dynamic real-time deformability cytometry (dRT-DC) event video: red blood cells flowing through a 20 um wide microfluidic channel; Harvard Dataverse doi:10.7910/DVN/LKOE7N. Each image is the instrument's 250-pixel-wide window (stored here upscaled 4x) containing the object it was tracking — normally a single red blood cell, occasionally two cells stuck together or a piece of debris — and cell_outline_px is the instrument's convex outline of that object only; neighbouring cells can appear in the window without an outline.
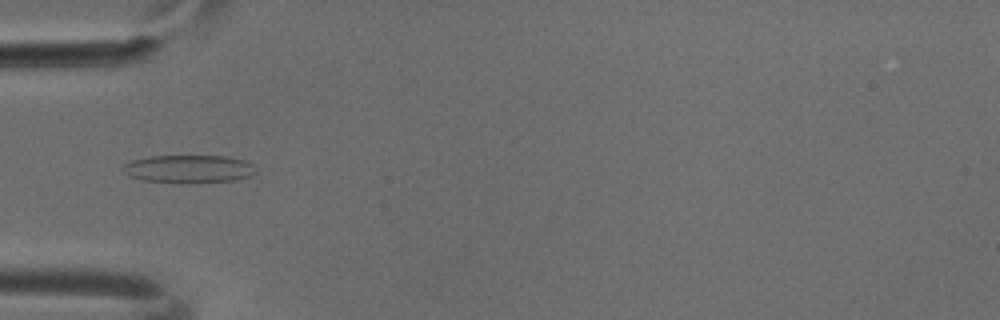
{"species": "common noctule bat (a hibernating species)", "species_latin": "Nyctalus noctula", "temperature_condition": "cold", "stored_images_in_passage": 50, "camera_frame_rate_fps": 3000, "um_per_image_px": 0.085, "animal": {"sex": "male", "body_mass_g": 18.8}, "frame": {"image": 1, "passage_image": 16, "time_ms": 5.0, "image_size_px": [1000, 320], "cell_outline_px": [[256, 172], [252, 176], [236, 180], [144, 180], [132, 176], [124, 164], [132, 160], [148, 156], [228, 156], [244, 160], [252, 164]], "centroid_in_image_um": [16.16, 14.29], "position_along_channel_um": 68.8, "area_um2": 20.23}}
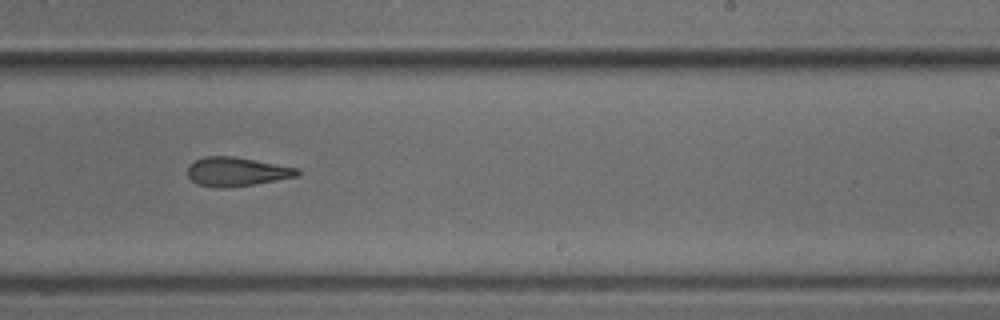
{"frame": {"image": 2, "passage_image": 31, "time_ms": 10.0, "image_size_px": [1000, 320], "cell_outline_px": [[300, 176], [256, 184], [224, 188], [212, 188], [196, 184], [188, 176], [188, 164], [204, 156], [236, 156], [300, 168]], "centroid_in_image_um": [20.13, 14.59], "position_along_channel_um": 268.9, "area_um2": 18.96}}
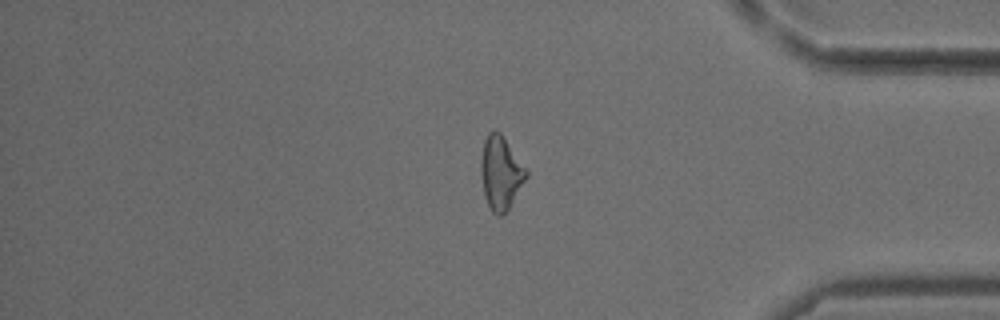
{"frame": {"image": 3, "passage_image": 42, "time_ms": 13.667, "image_size_px": [1000, 320], "cell_outline_px": [[528, 176], [508, 208], [500, 216], [496, 216], [492, 212], [488, 204], [484, 192], [480, 172], [480, 164], [484, 140], [488, 132], [492, 128], [500, 132], [528, 168]], "centroid_in_image_um": [42.57, 14.64], "position_along_channel_um": 392.6, "area_um2": 19.48}}